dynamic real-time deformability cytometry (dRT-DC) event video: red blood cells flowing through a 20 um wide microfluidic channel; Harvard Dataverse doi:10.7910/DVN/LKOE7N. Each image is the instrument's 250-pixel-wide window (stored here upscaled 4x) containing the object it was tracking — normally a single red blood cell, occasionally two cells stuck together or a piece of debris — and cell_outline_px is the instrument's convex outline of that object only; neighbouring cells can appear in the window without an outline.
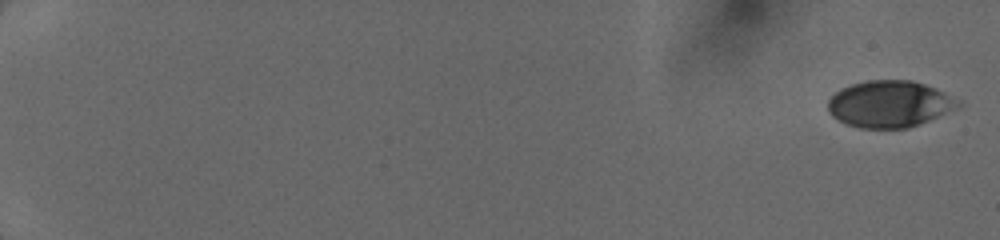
{"species": "human", "species_latin": "Homo sapiens", "temperature_condition": "cold", "stored_images_in_passage": 69, "camera_frame_rate_fps": 3000, "um_per_image_px": 0.085, "donor": {"sex": "female"}, "frame": {"image": 1, "passage_image": 1, "time_ms": 0.0, "image_size_px": [1000, 240], "cell_outline_px": [[964, 104], [928, 120], [908, 128], [860, 128], [848, 124], [832, 116], [828, 112], [828, 100], [840, 88], [852, 84], [868, 80], [912, 80], [924, 84], [944, 92], [960, 100]], "centroid_in_image_um": [75.6, 8.83], "position_along_channel_um": 9.4, "area_um2": 35.14}}
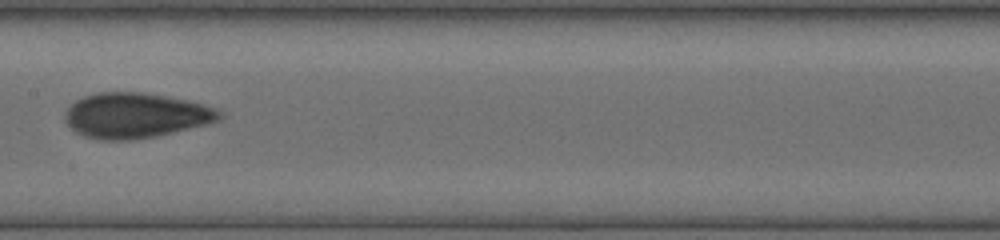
{"frame": {"image": 2, "passage_image": 37, "time_ms": 9.667, "image_size_px": [1000, 240], "cell_outline_px": [[224, 116], [220, 120], [208, 124], [156, 136], [132, 140], [100, 140], [84, 136], [76, 132], [64, 120], [64, 112], [76, 100], [84, 96], [100, 92], [144, 92], [184, 100], [200, 104], [212, 108], [220, 112]], "centroid_in_image_um": [11.49, 9.82], "position_along_channel_um": 195.9, "area_um2": 40.4}}
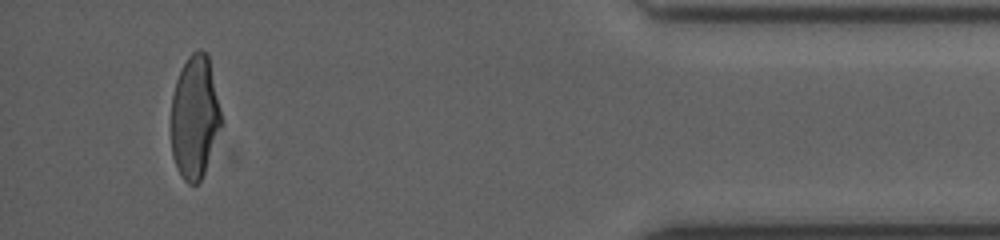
{"frame": {"image": 3, "passage_image": 65, "time_ms": 16.0, "image_size_px": [1000, 240], "cell_outline_px": [[224, 120], [204, 172], [200, 180], [196, 184], [188, 184], [180, 176], [176, 168], [172, 156], [172, 96], [176, 80], [188, 56], [192, 52], [200, 48], [208, 52]], "centroid_in_image_um": [16.58, 9.93], "position_along_channel_um": 418.6, "area_um2": 36.41}}